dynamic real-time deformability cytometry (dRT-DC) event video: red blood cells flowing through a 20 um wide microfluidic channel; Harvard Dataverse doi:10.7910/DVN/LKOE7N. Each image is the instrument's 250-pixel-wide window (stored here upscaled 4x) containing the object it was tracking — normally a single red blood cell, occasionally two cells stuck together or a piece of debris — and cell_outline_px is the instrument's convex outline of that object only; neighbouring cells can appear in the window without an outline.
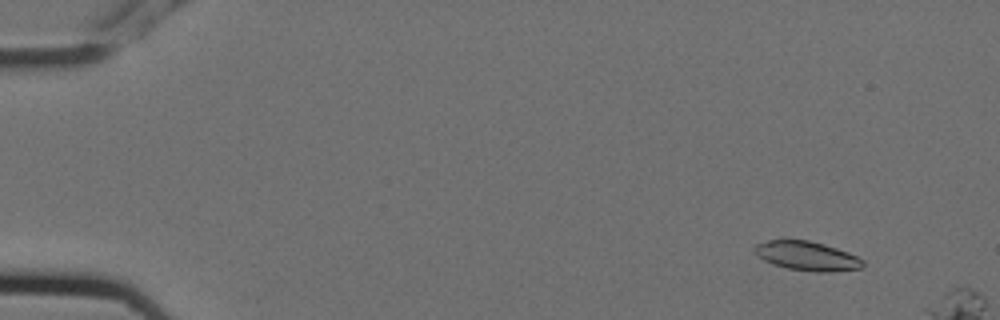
{"species": "Egyptian fruit bat (a non-hibernating species)", "species_latin": "Rousettus aegyptiacus", "temperature_condition": "cold", "stored_images_in_passage": 4, "camera_frame_rate_fps": 3000, "um_per_image_px": 0.085, "animal": {"sex": "female"}, "frame": {"image": 1, "passage_image": 2, "time_ms": 0.333, "image_size_px": [1000, 320], "cell_outline_px": [[864, 264], [860, 268], [832, 272], [816, 272], [788, 268], [772, 264], [764, 260], [752, 252], [752, 248], [756, 244], [780, 236], [784, 236], [808, 240], [824, 244], [848, 252], [864, 260]], "centroid_in_image_um": [68.5, 21.7], "position_along_channel_um": 16.5, "area_um2": 19.07}}